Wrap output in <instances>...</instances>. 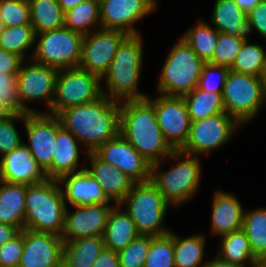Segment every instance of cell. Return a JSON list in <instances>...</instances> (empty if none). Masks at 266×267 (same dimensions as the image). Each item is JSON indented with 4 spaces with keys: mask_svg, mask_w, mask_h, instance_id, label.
Listing matches in <instances>:
<instances>
[{
    "mask_svg": "<svg viewBox=\"0 0 266 267\" xmlns=\"http://www.w3.org/2000/svg\"><path fill=\"white\" fill-rule=\"evenodd\" d=\"M57 116L88 152H94L120 133V102L104 95L93 102L67 108Z\"/></svg>",
    "mask_w": 266,
    "mask_h": 267,
    "instance_id": "6da1fadb",
    "label": "cell"
},
{
    "mask_svg": "<svg viewBox=\"0 0 266 267\" xmlns=\"http://www.w3.org/2000/svg\"><path fill=\"white\" fill-rule=\"evenodd\" d=\"M120 134L151 164L174 151L164 139L154 105L147 98L120 102Z\"/></svg>",
    "mask_w": 266,
    "mask_h": 267,
    "instance_id": "7a4b0ae2",
    "label": "cell"
},
{
    "mask_svg": "<svg viewBox=\"0 0 266 267\" xmlns=\"http://www.w3.org/2000/svg\"><path fill=\"white\" fill-rule=\"evenodd\" d=\"M143 47L142 34L129 35L121 43L110 68L101 78L104 96L116 102L139 100L148 96L139 90L145 57Z\"/></svg>",
    "mask_w": 266,
    "mask_h": 267,
    "instance_id": "3957f363",
    "label": "cell"
},
{
    "mask_svg": "<svg viewBox=\"0 0 266 267\" xmlns=\"http://www.w3.org/2000/svg\"><path fill=\"white\" fill-rule=\"evenodd\" d=\"M168 159L175 164L165 170ZM201 159L203 157L174 150L166 160L151 164L150 181L173 208L189 204L199 193L203 172Z\"/></svg>",
    "mask_w": 266,
    "mask_h": 267,
    "instance_id": "277c9868",
    "label": "cell"
},
{
    "mask_svg": "<svg viewBox=\"0 0 266 267\" xmlns=\"http://www.w3.org/2000/svg\"><path fill=\"white\" fill-rule=\"evenodd\" d=\"M24 228L61 236L67 205L58 180L27 186Z\"/></svg>",
    "mask_w": 266,
    "mask_h": 267,
    "instance_id": "5b68a950",
    "label": "cell"
},
{
    "mask_svg": "<svg viewBox=\"0 0 266 267\" xmlns=\"http://www.w3.org/2000/svg\"><path fill=\"white\" fill-rule=\"evenodd\" d=\"M118 204L134 221L140 235L163 236L171 232L165 219L173 207L150 180L134 183Z\"/></svg>",
    "mask_w": 266,
    "mask_h": 267,
    "instance_id": "8992f818",
    "label": "cell"
},
{
    "mask_svg": "<svg viewBox=\"0 0 266 267\" xmlns=\"http://www.w3.org/2000/svg\"><path fill=\"white\" fill-rule=\"evenodd\" d=\"M167 53L157 79L156 92L183 97L198 86L205 62L181 37Z\"/></svg>",
    "mask_w": 266,
    "mask_h": 267,
    "instance_id": "52a82bcc",
    "label": "cell"
},
{
    "mask_svg": "<svg viewBox=\"0 0 266 267\" xmlns=\"http://www.w3.org/2000/svg\"><path fill=\"white\" fill-rule=\"evenodd\" d=\"M225 111L242 127L252 123L266 107L263 77L238 73L229 69L222 91Z\"/></svg>",
    "mask_w": 266,
    "mask_h": 267,
    "instance_id": "ba28073f",
    "label": "cell"
},
{
    "mask_svg": "<svg viewBox=\"0 0 266 267\" xmlns=\"http://www.w3.org/2000/svg\"><path fill=\"white\" fill-rule=\"evenodd\" d=\"M83 37L66 27L36 34L31 59L57 70L79 67Z\"/></svg>",
    "mask_w": 266,
    "mask_h": 267,
    "instance_id": "9c48e42d",
    "label": "cell"
},
{
    "mask_svg": "<svg viewBox=\"0 0 266 267\" xmlns=\"http://www.w3.org/2000/svg\"><path fill=\"white\" fill-rule=\"evenodd\" d=\"M59 70L32 59L25 60L16 76L18 97L22 111L26 113H49L55 96L56 79ZM33 102V103H32ZM46 107L45 111L33 108L34 103ZM30 104L32 106H30Z\"/></svg>",
    "mask_w": 266,
    "mask_h": 267,
    "instance_id": "30bf717a",
    "label": "cell"
},
{
    "mask_svg": "<svg viewBox=\"0 0 266 267\" xmlns=\"http://www.w3.org/2000/svg\"><path fill=\"white\" fill-rule=\"evenodd\" d=\"M241 128L227 112L191 122L188 139L180 151L206 158L226 146Z\"/></svg>",
    "mask_w": 266,
    "mask_h": 267,
    "instance_id": "8fae6325",
    "label": "cell"
},
{
    "mask_svg": "<svg viewBox=\"0 0 266 267\" xmlns=\"http://www.w3.org/2000/svg\"><path fill=\"white\" fill-rule=\"evenodd\" d=\"M103 95L101 78L80 67L59 70L51 114L93 102Z\"/></svg>",
    "mask_w": 266,
    "mask_h": 267,
    "instance_id": "7c38bea8",
    "label": "cell"
},
{
    "mask_svg": "<svg viewBox=\"0 0 266 267\" xmlns=\"http://www.w3.org/2000/svg\"><path fill=\"white\" fill-rule=\"evenodd\" d=\"M153 105L157 121L166 142L173 150H180L186 143L191 120L183 97L159 94L146 97Z\"/></svg>",
    "mask_w": 266,
    "mask_h": 267,
    "instance_id": "4fadbf2b",
    "label": "cell"
},
{
    "mask_svg": "<svg viewBox=\"0 0 266 267\" xmlns=\"http://www.w3.org/2000/svg\"><path fill=\"white\" fill-rule=\"evenodd\" d=\"M102 29L121 30L128 35L143 34L135 26L159 8L158 0H99Z\"/></svg>",
    "mask_w": 266,
    "mask_h": 267,
    "instance_id": "5bb4252c",
    "label": "cell"
},
{
    "mask_svg": "<svg viewBox=\"0 0 266 267\" xmlns=\"http://www.w3.org/2000/svg\"><path fill=\"white\" fill-rule=\"evenodd\" d=\"M128 36L121 30L102 28L84 35L79 67L102 78L110 68L118 47Z\"/></svg>",
    "mask_w": 266,
    "mask_h": 267,
    "instance_id": "9a60e30c",
    "label": "cell"
},
{
    "mask_svg": "<svg viewBox=\"0 0 266 267\" xmlns=\"http://www.w3.org/2000/svg\"><path fill=\"white\" fill-rule=\"evenodd\" d=\"M61 126L57 115L26 113L23 124L26 141L32 156L45 172L51 165L55 150L56 131Z\"/></svg>",
    "mask_w": 266,
    "mask_h": 267,
    "instance_id": "2e32d148",
    "label": "cell"
},
{
    "mask_svg": "<svg viewBox=\"0 0 266 267\" xmlns=\"http://www.w3.org/2000/svg\"><path fill=\"white\" fill-rule=\"evenodd\" d=\"M93 153L122 171L134 183L147 182L151 179V163L120 133L100 145Z\"/></svg>",
    "mask_w": 266,
    "mask_h": 267,
    "instance_id": "e0dca14e",
    "label": "cell"
},
{
    "mask_svg": "<svg viewBox=\"0 0 266 267\" xmlns=\"http://www.w3.org/2000/svg\"><path fill=\"white\" fill-rule=\"evenodd\" d=\"M116 205L114 202L94 204L89 206H67L62 240L103 236L109 214ZM71 207L73 211L71 210Z\"/></svg>",
    "mask_w": 266,
    "mask_h": 267,
    "instance_id": "ac0fdd59",
    "label": "cell"
},
{
    "mask_svg": "<svg viewBox=\"0 0 266 267\" xmlns=\"http://www.w3.org/2000/svg\"><path fill=\"white\" fill-rule=\"evenodd\" d=\"M60 235L24 228V248L18 267H62Z\"/></svg>",
    "mask_w": 266,
    "mask_h": 267,
    "instance_id": "d6986e66",
    "label": "cell"
},
{
    "mask_svg": "<svg viewBox=\"0 0 266 267\" xmlns=\"http://www.w3.org/2000/svg\"><path fill=\"white\" fill-rule=\"evenodd\" d=\"M47 179L45 172L23 143L0 157V180L10 184H38Z\"/></svg>",
    "mask_w": 266,
    "mask_h": 267,
    "instance_id": "ffe728a7",
    "label": "cell"
},
{
    "mask_svg": "<svg viewBox=\"0 0 266 267\" xmlns=\"http://www.w3.org/2000/svg\"><path fill=\"white\" fill-rule=\"evenodd\" d=\"M81 147V148H80ZM74 135L62 125L56 131L55 150L50 167L45 171L47 179L59 180L61 177L81 171L86 167L88 151L83 149ZM86 156L81 163V155Z\"/></svg>",
    "mask_w": 266,
    "mask_h": 267,
    "instance_id": "44dd1931",
    "label": "cell"
},
{
    "mask_svg": "<svg viewBox=\"0 0 266 267\" xmlns=\"http://www.w3.org/2000/svg\"><path fill=\"white\" fill-rule=\"evenodd\" d=\"M212 196L210 235L219 238L242 229L245 208L239 197L223 189H217Z\"/></svg>",
    "mask_w": 266,
    "mask_h": 267,
    "instance_id": "7402d4cb",
    "label": "cell"
},
{
    "mask_svg": "<svg viewBox=\"0 0 266 267\" xmlns=\"http://www.w3.org/2000/svg\"><path fill=\"white\" fill-rule=\"evenodd\" d=\"M65 204L70 206H89L110 203L111 201L102 191L100 183L83 169L67 174L59 180Z\"/></svg>",
    "mask_w": 266,
    "mask_h": 267,
    "instance_id": "603a6c76",
    "label": "cell"
},
{
    "mask_svg": "<svg viewBox=\"0 0 266 267\" xmlns=\"http://www.w3.org/2000/svg\"><path fill=\"white\" fill-rule=\"evenodd\" d=\"M86 160L87 171L100 183L107 198L118 204L131 190L134 182L113 165L99 159L93 152L88 153Z\"/></svg>",
    "mask_w": 266,
    "mask_h": 267,
    "instance_id": "cb8c5ba5",
    "label": "cell"
},
{
    "mask_svg": "<svg viewBox=\"0 0 266 267\" xmlns=\"http://www.w3.org/2000/svg\"><path fill=\"white\" fill-rule=\"evenodd\" d=\"M208 23L224 34L251 40V21L234 0H215Z\"/></svg>",
    "mask_w": 266,
    "mask_h": 267,
    "instance_id": "d4e9b609",
    "label": "cell"
},
{
    "mask_svg": "<svg viewBox=\"0 0 266 267\" xmlns=\"http://www.w3.org/2000/svg\"><path fill=\"white\" fill-rule=\"evenodd\" d=\"M139 235L134 221L116 204L109 214L103 234L105 249L118 253Z\"/></svg>",
    "mask_w": 266,
    "mask_h": 267,
    "instance_id": "484cf974",
    "label": "cell"
},
{
    "mask_svg": "<svg viewBox=\"0 0 266 267\" xmlns=\"http://www.w3.org/2000/svg\"><path fill=\"white\" fill-rule=\"evenodd\" d=\"M174 240L175 267H205L209 259L206 255L207 237L204 232L181 236L171 230L169 233Z\"/></svg>",
    "mask_w": 266,
    "mask_h": 267,
    "instance_id": "4316f807",
    "label": "cell"
},
{
    "mask_svg": "<svg viewBox=\"0 0 266 267\" xmlns=\"http://www.w3.org/2000/svg\"><path fill=\"white\" fill-rule=\"evenodd\" d=\"M27 186L10 184L0 180V223L24 229Z\"/></svg>",
    "mask_w": 266,
    "mask_h": 267,
    "instance_id": "83f0119b",
    "label": "cell"
},
{
    "mask_svg": "<svg viewBox=\"0 0 266 267\" xmlns=\"http://www.w3.org/2000/svg\"><path fill=\"white\" fill-rule=\"evenodd\" d=\"M104 249L103 236L65 241L62 251V267H93Z\"/></svg>",
    "mask_w": 266,
    "mask_h": 267,
    "instance_id": "f1b7e54d",
    "label": "cell"
},
{
    "mask_svg": "<svg viewBox=\"0 0 266 267\" xmlns=\"http://www.w3.org/2000/svg\"><path fill=\"white\" fill-rule=\"evenodd\" d=\"M216 247V255L229 263L254 267L259 262L253 255L250 242L242 229L219 237Z\"/></svg>",
    "mask_w": 266,
    "mask_h": 267,
    "instance_id": "f546056e",
    "label": "cell"
},
{
    "mask_svg": "<svg viewBox=\"0 0 266 267\" xmlns=\"http://www.w3.org/2000/svg\"><path fill=\"white\" fill-rule=\"evenodd\" d=\"M35 34L64 27L65 13L58 0H28Z\"/></svg>",
    "mask_w": 266,
    "mask_h": 267,
    "instance_id": "4dcf8cb0",
    "label": "cell"
},
{
    "mask_svg": "<svg viewBox=\"0 0 266 267\" xmlns=\"http://www.w3.org/2000/svg\"><path fill=\"white\" fill-rule=\"evenodd\" d=\"M64 27L82 35L101 28L99 0H85L65 12Z\"/></svg>",
    "mask_w": 266,
    "mask_h": 267,
    "instance_id": "1f68e13d",
    "label": "cell"
},
{
    "mask_svg": "<svg viewBox=\"0 0 266 267\" xmlns=\"http://www.w3.org/2000/svg\"><path fill=\"white\" fill-rule=\"evenodd\" d=\"M206 20H198L181 36L192 50L206 63L215 52L219 31Z\"/></svg>",
    "mask_w": 266,
    "mask_h": 267,
    "instance_id": "d6a6232c",
    "label": "cell"
},
{
    "mask_svg": "<svg viewBox=\"0 0 266 267\" xmlns=\"http://www.w3.org/2000/svg\"><path fill=\"white\" fill-rule=\"evenodd\" d=\"M191 122L224 113L222 93L207 92L198 86L183 96Z\"/></svg>",
    "mask_w": 266,
    "mask_h": 267,
    "instance_id": "836d02e7",
    "label": "cell"
},
{
    "mask_svg": "<svg viewBox=\"0 0 266 267\" xmlns=\"http://www.w3.org/2000/svg\"><path fill=\"white\" fill-rule=\"evenodd\" d=\"M242 230L247 235L253 255L266 261V207L245 210Z\"/></svg>",
    "mask_w": 266,
    "mask_h": 267,
    "instance_id": "e575fe53",
    "label": "cell"
},
{
    "mask_svg": "<svg viewBox=\"0 0 266 267\" xmlns=\"http://www.w3.org/2000/svg\"><path fill=\"white\" fill-rule=\"evenodd\" d=\"M35 36L31 24L3 27L0 32V48L18 54L24 60L31 59L35 47Z\"/></svg>",
    "mask_w": 266,
    "mask_h": 267,
    "instance_id": "d590c367",
    "label": "cell"
},
{
    "mask_svg": "<svg viewBox=\"0 0 266 267\" xmlns=\"http://www.w3.org/2000/svg\"><path fill=\"white\" fill-rule=\"evenodd\" d=\"M229 69L238 73L263 77L266 69V48L260 43L246 40Z\"/></svg>",
    "mask_w": 266,
    "mask_h": 267,
    "instance_id": "8d00e7d4",
    "label": "cell"
},
{
    "mask_svg": "<svg viewBox=\"0 0 266 267\" xmlns=\"http://www.w3.org/2000/svg\"><path fill=\"white\" fill-rule=\"evenodd\" d=\"M144 267H175L174 240L170 234L151 236Z\"/></svg>",
    "mask_w": 266,
    "mask_h": 267,
    "instance_id": "74e56055",
    "label": "cell"
},
{
    "mask_svg": "<svg viewBox=\"0 0 266 267\" xmlns=\"http://www.w3.org/2000/svg\"><path fill=\"white\" fill-rule=\"evenodd\" d=\"M16 121L23 125L25 123V113H10L0 120V157L24 143Z\"/></svg>",
    "mask_w": 266,
    "mask_h": 267,
    "instance_id": "f35d334b",
    "label": "cell"
},
{
    "mask_svg": "<svg viewBox=\"0 0 266 267\" xmlns=\"http://www.w3.org/2000/svg\"><path fill=\"white\" fill-rule=\"evenodd\" d=\"M246 40L219 32L216 48L209 63L230 68Z\"/></svg>",
    "mask_w": 266,
    "mask_h": 267,
    "instance_id": "ab89813d",
    "label": "cell"
},
{
    "mask_svg": "<svg viewBox=\"0 0 266 267\" xmlns=\"http://www.w3.org/2000/svg\"><path fill=\"white\" fill-rule=\"evenodd\" d=\"M151 244L150 235H139L118 252L121 267H144Z\"/></svg>",
    "mask_w": 266,
    "mask_h": 267,
    "instance_id": "60d3db41",
    "label": "cell"
},
{
    "mask_svg": "<svg viewBox=\"0 0 266 267\" xmlns=\"http://www.w3.org/2000/svg\"><path fill=\"white\" fill-rule=\"evenodd\" d=\"M0 18L4 27L31 24L28 0H0Z\"/></svg>",
    "mask_w": 266,
    "mask_h": 267,
    "instance_id": "b9f144b4",
    "label": "cell"
},
{
    "mask_svg": "<svg viewBox=\"0 0 266 267\" xmlns=\"http://www.w3.org/2000/svg\"><path fill=\"white\" fill-rule=\"evenodd\" d=\"M229 68L206 62L203 65L198 87L207 92L222 93Z\"/></svg>",
    "mask_w": 266,
    "mask_h": 267,
    "instance_id": "7bdbcfd3",
    "label": "cell"
},
{
    "mask_svg": "<svg viewBox=\"0 0 266 267\" xmlns=\"http://www.w3.org/2000/svg\"><path fill=\"white\" fill-rule=\"evenodd\" d=\"M0 102L11 113H24L18 97L16 76L0 73Z\"/></svg>",
    "mask_w": 266,
    "mask_h": 267,
    "instance_id": "ee69618b",
    "label": "cell"
},
{
    "mask_svg": "<svg viewBox=\"0 0 266 267\" xmlns=\"http://www.w3.org/2000/svg\"><path fill=\"white\" fill-rule=\"evenodd\" d=\"M24 248V229L0 247V267H18Z\"/></svg>",
    "mask_w": 266,
    "mask_h": 267,
    "instance_id": "f6af8a7d",
    "label": "cell"
},
{
    "mask_svg": "<svg viewBox=\"0 0 266 267\" xmlns=\"http://www.w3.org/2000/svg\"><path fill=\"white\" fill-rule=\"evenodd\" d=\"M251 21L253 32L261 36L266 42V0H262L248 15Z\"/></svg>",
    "mask_w": 266,
    "mask_h": 267,
    "instance_id": "bcb514c9",
    "label": "cell"
},
{
    "mask_svg": "<svg viewBox=\"0 0 266 267\" xmlns=\"http://www.w3.org/2000/svg\"><path fill=\"white\" fill-rule=\"evenodd\" d=\"M24 61L18 54L0 48V73L17 76Z\"/></svg>",
    "mask_w": 266,
    "mask_h": 267,
    "instance_id": "7dc6e473",
    "label": "cell"
},
{
    "mask_svg": "<svg viewBox=\"0 0 266 267\" xmlns=\"http://www.w3.org/2000/svg\"><path fill=\"white\" fill-rule=\"evenodd\" d=\"M93 267H121L118 253L104 249L94 262Z\"/></svg>",
    "mask_w": 266,
    "mask_h": 267,
    "instance_id": "c3c4849f",
    "label": "cell"
},
{
    "mask_svg": "<svg viewBox=\"0 0 266 267\" xmlns=\"http://www.w3.org/2000/svg\"><path fill=\"white\" fill-rule=\"evenodd\" d=\"M19 233L20 230L17 227L0 223V247L11 241Z\"/></svg>",
    "mask_w": 266,
    "mask_h": 267,
    "instance_id": "681fc988",
    "label": "cell"
},
{
    "mask_svg": "<svg viewBox=\"0 0 266 267\" xmlns=\"http://www.w3.org/2000/svg\"><path fill=\"white\" fill-rule=\"evenodd\" d=\"M241 11L247 15L262 1V0H234Z\"/></svg>",
    "mask_w": 266,
    "mask_h": 267,
    "instance_id": "f907efd6",
    "label": "cell"
},
{
    "mask_svg": "<svg viewBox=\"0 0 266 267\" xmlns=\"http://www.w3.org/2000/svg\"><path fill=\"white\" fill-rule=\"evenodd\" d=\"M212 258V259H211ZM208 264L205 267H244L238 264L229 263L228 261L222 260L216 254L211 257Z\"/></svg>",
    "mask_w": 266,
    "mask_h": 267,
    "instance_id": "816d5d0a",
    "label": "cell"
},
{
    "mask_svg": "<svg viewBox=\"0 0 266 267\" xmlns=\"http://www.w3.org/2000/svg\"><path fill=\"white\" fill-rule=\"evenodd\" d=\"M85 0H58V4L60 5L62 11L65 13L68 10L76 7L79 3Z\"/></svg>",
    "mask_w": 266,
    "mask_h": 267,
    "instance_id": "f5cc1de1",
    "label": "cell"
},
{
    "mask_svg": "<svg viewBox=\"0 0 266 267\" xmlns=\"http://www.w3.org/2000/svg\"><path fill=\"white\" fill-rule=\"evenodd\" d=\"M11 112L0 102V120L7 117Z\"/></svg>",
    "mask_w": 266,
    "mask_h": 267,
    "instance_id": "db71d44e",
    "label": "cell"
},
{
    "mask_svg": "<svg viewBox=\"0 0 266 267\" xmlns=\"http://www.w3.org/2000/svg\"><path fill=\"white\" fill-rule=\"evenodd\" d=\"M254 267H266V261H259Z\"/></svg>",
    "mask_w": 266,
    "mask_h": 267,
    "instance_id": "11a10c76",
    "label": "cell"
},
{
    "mask_svg": "<svg viewBox=\"0 0 266 267\" xmlns=\"http://www.w3.org/2000/svg\"><path fill=\"white\" fill-rule=\"evenodd\" d=\"M263 83H264V88H265V91H266V69H265V72H264V75H263Z\"/></svg>",
    "mask_w": 266,
    "mask_h": 267,
    "instance_id": "9f6ffc18",
    "label": "cell"
},
{
    "mask_svg": "<svg viewBox=\"0 0 266 267\" xmlns=\"http://www.w3.org/2000/svg\"><path fill=\"white\" fill-rule=\"evenodd\" d=\"M3 23H2V20H1V18H0V32L2 31V29H3Z\"/></svg>",
    "mask_w": 266,
    "mask_h": 267,
    "instance_id": "6f0895ef",
    "label": "cell"
}]
</instances>
